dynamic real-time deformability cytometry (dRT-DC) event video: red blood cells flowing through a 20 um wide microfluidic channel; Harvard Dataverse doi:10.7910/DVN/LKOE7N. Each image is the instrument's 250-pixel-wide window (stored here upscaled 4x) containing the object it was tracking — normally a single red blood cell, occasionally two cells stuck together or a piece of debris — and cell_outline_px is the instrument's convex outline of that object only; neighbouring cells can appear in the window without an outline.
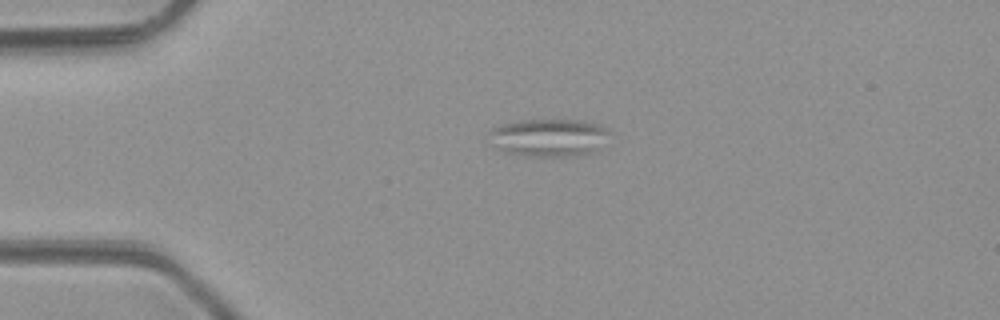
{"species": "common noctule bat (a hibernating species)", "species_latin": "Nyctalus noctula", "temperature_condition": "room temperature", "stored_images_in_passage": 2, "camera_frame_rate_fps": 3000, "um_per_image_px": 0.085, "animal": {"sex": "male", "body_mass_g": 23.1, "forearm_length_mm": 52.7}, "frame": {"image": 1, "passage_image": 1, "time_ms": 0.0, "image_size_px": [1000, 320], "cell_outline_px": [[608, 132], [596, 152], [576, 156], [524, 156], [504, 152], [488, 144], [492, 128], [504, 124], [524, 120], [580, 120], [600, 124], [608, 128]], "centroid_in_image_um": [46.62, 11.71], "position_along_channel_um": 38.4, "area_um2": 26.59}}